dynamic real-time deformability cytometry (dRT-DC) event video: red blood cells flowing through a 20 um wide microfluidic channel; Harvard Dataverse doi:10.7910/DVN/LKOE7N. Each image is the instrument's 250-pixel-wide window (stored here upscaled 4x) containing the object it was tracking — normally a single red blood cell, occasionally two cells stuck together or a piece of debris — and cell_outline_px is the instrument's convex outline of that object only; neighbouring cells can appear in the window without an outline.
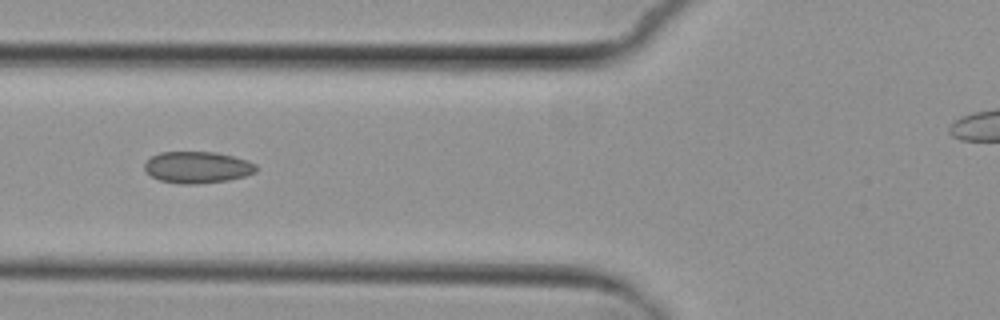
{"species": "common noctule bat (a hibernating species)", "species_latin": "Nyctalus noctula", "temperature_condition": "cold", "stored_images_in_passage": 8, "camera_frame_rate_fps": 3000, "um_per_image_px": 0.085, "animal": {"sex": "female", "body_mass_g": 29.2, "forearm_length_mm": 56.3}, "frame": {"image": 1, "passage_image": 5, "time_ms": 6.667, "image_size_px": [1000, 320], "cell_outline_px": [[256, 172], [244, 176], [228, 180], [196, 184], [180, 184], [160, 180], [152, 176], [144, 168], [144, 164], [152, 156], [160, 152], [216, 152], [248, 160], [256, 164]], "centroid_in_image_um": [16.79, 14.22], "position_along_channel_um": 109.0, "area_um2": 20.46}}
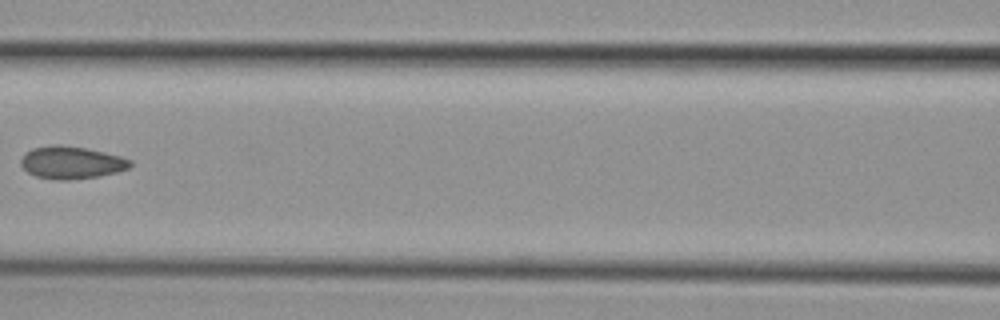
{"frame": {"image": 2, "passage_image": 6, "time_ms": 8.0, "image_size_px": [1000, 320], "cell_outline_px": [[132, 164], [128, 168], [116, 172], [100, 176], [68, 180], [56, 180], [36, 176], [28, 172], [20, 164], [20, 160], [32, 148], [56, 144], [60, 144], [88, 148], [120, 156], [132, 160]], "centroid_in_image_um": [6.08, 13.81], "position_along_channel_um": 160.5, "area_um2": 20.69}}
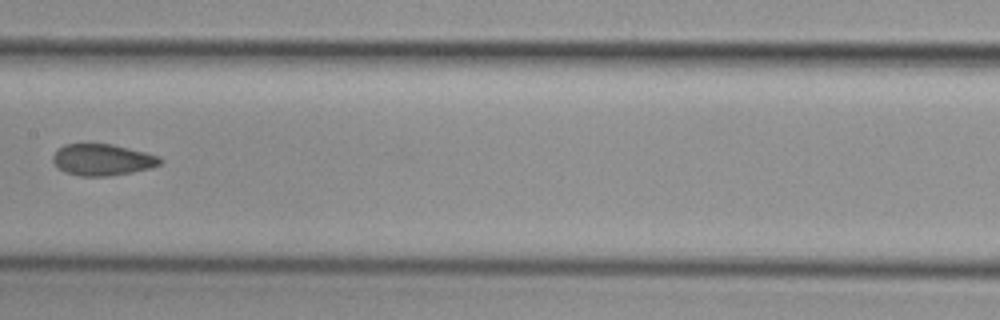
{"frame": {"image": 3, "passage_image": 7, "time_ms": 9.0, "image_size_px": [1000, 320], "cell_outline_px": [[164, 160], [160, 164], [148, 168], [132, 172], [108, 176], [80, 176], [64, 172], [56, 168], [52, 160], [52, 156], [56, 148], [64, 144], [112, 144], [160, 156]], "centroid_in_image_um": [8.65, 13.58], "position_along_channel_um": 198.8, "area_um2": 19.83}}